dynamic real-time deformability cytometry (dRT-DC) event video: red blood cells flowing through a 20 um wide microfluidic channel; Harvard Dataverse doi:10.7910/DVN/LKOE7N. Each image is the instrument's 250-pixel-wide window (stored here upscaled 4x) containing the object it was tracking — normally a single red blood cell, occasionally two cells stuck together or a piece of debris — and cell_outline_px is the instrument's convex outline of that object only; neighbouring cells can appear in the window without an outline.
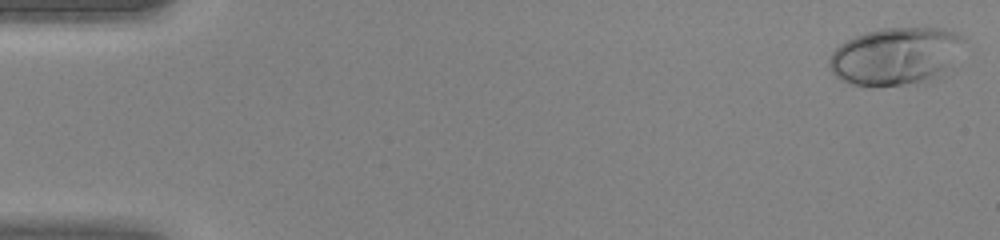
{"species": "human", "species_latin": "Homo sapiens", "temperature_condition": "warm", "stored_images_in_passage": 45, "camera_frame_rate_fps": 3000, "um_per_image_px": 0.085, "donor": {"sex": "female"}, "frame": {"image": 1, "passage_image": 1, "time_ms": 0.0, "image_size_px": [1000, 240], "cell_outline_px": [[964, 40], [944, 64], [924, 84], [872, 88], [852, 84], [836, 76], [828, 68], [828, 60], [832, 52], [840, 44], [856, 36], [868, 32], [884, 28], [944, 28], [956, 32], [964, 36]], "centroid_in_image_um": [75.98, 4.79], "position_along_channel_um": 9.0, "area_um2": 44.22}}
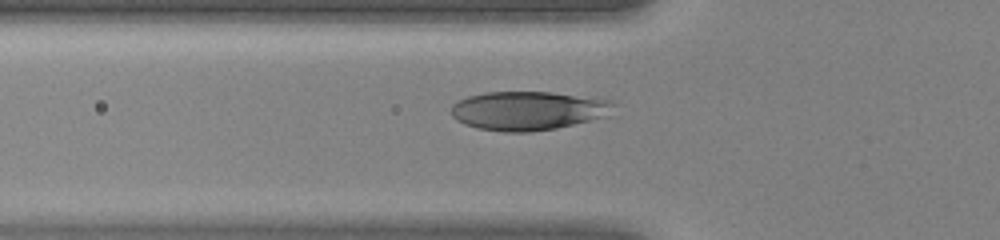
{"frame": {"image": 2, "passage_image": 16, "time_ms": 5.0, "image_size_px": [1000, 240], "cell_outline_px": [[616, 104], [600, 116], [588, 120], [556, 128], [528, 132], [504, 132], [476, 128], [464, 124], [456, 120], [452, 116], [452, 104], [468, 96], [484, 92], [552, 92], [612, 100]], "centroid_in_image_um": [44.79, 9.4], "position_along_channel_um": 81.0, "area_um2": 36.3}}
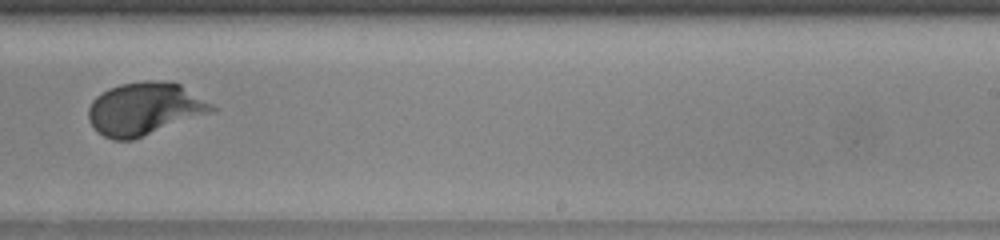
{"frame": {"image": 3, "passage_image": 29, "time_ms": 9.333, "image_size_px": [1000, 240], "cell_outline_px": [[216, 112], [132, 140], [112, 140], [96, 132], [92, 128], [88, 120], [88, 108], [92, 100], [96, 96], [108, 88], [120, 84], [144, 80], [168, 80], [180, 84], [212, 104], [216, 108]], "centroid_in_image_um": [12.28, 9.25], "position_along_channel_um": 276.7, "area_um2": 38.49}}